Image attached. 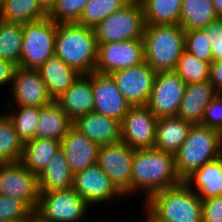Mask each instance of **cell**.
I'll return each instance as SVG.
<instances>
[{
  "instance_id": "9a60e30c",
  "label": "cell",
  "mask_w": 222,
  "mask_h": 222,
  "mask_svg": "<svg viewBox=\"0 0 222 222\" xmlns=\"http://www.w3.org/2000/svg\"><path fill=\"white\" fill-rule=\"evenodd\" d=\"M73 189L89 205L109 202L113 198L123 197L110 178L98 164L79 171L73 177Z\"/></svg>"
},
{
  "instance_id": "2e32d148",
  "label": "cell",
  "mask_w": 222,
  "mask_h": 222,
  "mask_svg": "<svg viewBox=\"0 0 222 222\" xmlns=\"http://www.w3.org/2000/svg\"><path fill=\"white\" fill-rule=\"evenodd\" d=\"M11 85L17 106L44 107L53 101L38 69L17 66Z\"/></svg>"
},
{
  "instance_id": "f1b7e54d",
  "label": "cell",
  "mask_w": 222,
  "mask_h": 222,
  "mask_svg": "<svg viewBox=\"0 0 222 222\" xmlns=\"http://www.w3.org/2000/svg\"><path fill=\"white\" fill-rule=\"evenodd\" d=\"M183 0H141L146 25L179 24Z\"/></svg>"
},
{
  "instance_id": "f6af8a7d",
  "label": "cell",
  "mask_w": 222,
  "mask_h": 222,
  "mask_svg": "<svg viewBox=\"0 0 222 222\" xmlns=\"http://www.w3.org/2000/svg\"><path fill=\"white\" fill-rule=\"evenodd\" d=\"M218 18L222 19V0H212Z\"/></svg>"
},
{
  "instance_id": "5bb4252c",
  "label": "cell",
  "mask_w": 222,
  "mask_h": 222,
  "mask_svg": "<svg viewBox=\"0 0 222 222\" xmlns=\"http://www.w3.org/2000/svg\"><path fill=\"white\" fill-rule=\"evenodd\" d=\"M157 120L147 106H132L120 122L121 141L133 149L153 148Z\"/></svg>"
},
{
  "instance_id": "60d3db41",
  "label": "cell",
  "mask_w": 222,
  "mask_h": 222,
  "mask_svg": "<svg viewBox=\"0 0 222 222\" xmlns=\"http://www.w3.org/2000/svg\"><path fill=\"white\" fill-rule=\"evenodd\" d=\"M204 30L212 37L210 46L213 61L222 60V19L218 18L210 22Z\"/></svg>"
},
{
  "instance_id": "7402d4cb",
  "label": "cell",
  "mask_w": 222,
  "mask_h": 222,
  "mask_svg": "<svg viewBox=\"0 0 222 222\" xmlns=\"http://www.w3.org/2000/svg\"><path fill=\"white\" fill-rule=\"evenodd\" d=\"M38 71L53 100L72 86L81 75L55 54L41 65Z\"/></svg>"
},
{
  "instance_id": "e0dca14e",
  "label": "cell",
  "mask_w": 222,
  "mask_h": 222,
  "mask_svg": "<svg viewBox=\"0 0 222 222\" xmlns=\"http://www.w3.org/2000/svg\"><path fill=\"white\" fill-rule=\"evenodd\" d=\"M92 86L94 112L121 122L132 106L119 91L112 76L94 71Z\"/></svg>"
},
{
  "instance_id": "ab89813d",
  "label": "cell",
  "mask_w": 222,
  "mask_h": 222,
  "mask_svg": "<svg viewBox=\"0 0 222 222\" xmlns=\"http://www.w3.org/2000/svg\"><path fill=\"white\" fill-rule=\"evenodd\" d=\"M202 222H222V196L201 200Z\"/></svg>"
},
{
  "instance_id": "603a6c76",
  "label": "cell",
  "mask_w": 222,
  "mask_h": 222,
  "mask_svg": "<svg viewBox=\"0 0 222 222\" xmlns=\"http://www.w3.org/2000/svg\"><path fill=\"white\" fill-rule=\"evenodd\" d=\"M183 182L196 192L201 200L222 196V156L207 162ZM192 184H195L197 188L192 187Z\"/></svg>"
},
{
  "instance_id": "9c48e42d",
  "label": "cell",
  "mask_w": 222,
  "mask_h": 222,
  "mask_svg": "<svg viewBox=\"0 0 222 222\" xmlns=\"http://www.w3.org/2000/svg\"><path fill=\"white\" fill-rule=\"evenodd\" d=\"M135 149L119 141L100 146L97 164L125 196L131 195L132 162ZM127 194V195H126Z\"/></svg>"
},
{
  "instance_id": "cb8c5ba5",
  "label": "cell",
  "mask_w": 222,
  "mask_h": 222,
  "mask_svg": "<svg viewBox=\"0 0 222 222\" xmlns=\"http://www.w3.org/2000/svg\"><path fill=\"white\" fill-rule=\"evenodd\" d=\"M191 126L178 116L159 118L154 148L175 154L186 140Z\"/></svg>"
},
{
  "instance_id": "8d00e7d4",
  "label": "cell",
  "mask_w": 222,
  "mask_h": 222,
  "mask_svg": "<svg viewBox=\"0 0 222 222\" xmlns=\"http://www.w3.org/2000/svg\"><path fill=\"white\" fill-rule=\"evenodd\" d=\"M211 38L204 29L185 30V50L202 61L212 63Z\"/></svg>"
},
{
  "instance_id": "ac0fdd59",
  "label": "cell",
  "mask_w": 222,
  "mask_h": 222,
  "mask_svg": "<svg viewBox=\"0 0 222 222\" xmlns=\"http://www.w3.org/2000/svg\"><path fill=\"white\" fill-rule=\"evenodd\" d=\"M61 148L73 174L97 164L100 146L74 126L61 141Z\"/></svg>"
},
{
  "instance_id": "74e56055",
  "label": "cell",
  "mask_w": 222,
  "mask_h": 222,
  "mask_svg": "<svg viewBox=\"0 0 222 222\" xmlns=\"http://www.w3.org/2000/svg\"><path fill=\"white\" fill-rule=\"evenodd\" d=\"M34 212L22 201L0 195V222H29Z\"/></svg>"
},
{
  "instance_id": "bcb514c9",
  "label": "cell",
  "mask_w": 222,
  "mask_h": 222,
  "mask_svg": "<svg viewBox=\"0 0 222 222\" xmlns=\"http://www.w3.org/2000/svg\"><path fill=\"white\" fill-rule=\"evenodd\" d=\"M29 222H39L35 217H33Z\"/></svg>"
},
{
  "instance_id": "83f0119b",
  "label": "cell",
  "mask_w": 222,
  "mask_h": 222,
  "mask_svg": "<svg viewBox=\"0 0 222 222\" xmlns=\"http://www.w3.org/2000/svg\"><path fill=\"white\" fill-rule=\"evenodd\" d=\"M218 19L212 0H183L179 24L184 30L204 29Z\"/></svg>"
},
{
  "instance_id": "7dc6e473",
  "label": "cell",
  "mask_w": 222,
  "mask_h": 222,
  "mask_svg": "<svg viewBox=\"0 0 222 222\" xmlns=\"http://www.w3.org/2000/svg\"><path fill=\"white\" fill-rule=\"evenodd\" d=\"M130 1L140 2L141 0H130Z\"/></svg>"
},
{
  "instance_id": "d6986e66",
  "label": "cell",
  "mask_w": 222,
  "mask_h": 222,
  "mask_svg": "<svg viewBox=\"0 0 222 222\" xmlns=\"http://www.w3.org/2000/svg\"><path fill=\"white\" fill-rule=\"evenodd\" d=\"M54 101L73 121L84 114L94 111L92 73L80 77Z\"/></svg>"
},
{
  "instance_id": "6da1fadb",
  "label": "cell",
  "mask_w": 222,
  "mask_h": 222,
  "mask_svg": "<svg viewBox=\"0 0 222 222\" xmlns=\"http://www.w3.org/2000/svg\"><path fill=\"white\" fill-rule=\"evenodd\" d=\"M172 153L156 148L135 149L132 162L131 193H153L181 184ZM142 189V190H141Z\"/></svg>"
},
{
  "instance_id": "7a4b0ae2",
  "label": "cell",
  "mask_w": 222,
  "mask_h": 222,
  "mask_svg": "<svg viewBox=\"0 0 222 222\" xmlns=\"http://www.w3.org/2000/svg\"><path fill=\"white\" fill-rule=\"evenodd\" d=\"M145 200V222H202L201 199L185 182Z\"/></svg>"
},
{
  "instance_id": "4fadbf2b",
  "label": "cell",
  "mask_w": 222,
  "mask_h": 222,
  "mask_svg": "<svg viewBox=\"0 0 222 222\" xmlns=\"http://www.w3.org/2000/svg\"><path fill=\"white\" fill-rule=\"evenodd\" d=\"M156 74L146 62L110 73L131 106L147 105Z\"/></svg>"
},
{
  "instance_id": "d4e9b609",
  "label": "cell",
  "mask_w": 222,
  "mask_h": 222,
  "mask_svg": "<svg viewBox=\"0 0 222 222\" xmlns=\"http://www.w3.org/2000/svg\"><path fill=\"white\" fill-rule=\"evenodd\" d=\"M73 177L67 158L60 148L37 176L39 192L73 188Z\"/></svg>"
},
{
  "instance_id": "30bf717a",
  "label": "cell",
  "mask_w": 222,
  "mask_h": 222,
  "mask_svg": "<svg viewBox=\"0 0 222 222\" xmlns=\"http://www.w3.org/2000/svg\"><path fill=\"white\" fill-rule=\"evenodd\" d=\"M0 195L22 200L33 212L39 199L37 176L20 161L0 165Z\"/></svg>"
},
{
  "instance_id": "b9f144b4",
  "label": "cell",
  "mask_w": 222,
  "mask_h": 222,
  "mask_svg": "<svg viewBox=\"0 0 222 222\" xmlns=\"http://www.w3.org/2000/svg\"><path fill=\"white\" fill-rule=\"evenodd\" d=\"M209 81L218 93H222V60L210 64Z\"/></svg>"
},
{
  "instance_id": "4316f807",
  "label": "cell",
  "mask_w": 222,
  "mask_h": 222,
  "mask_svg": "<svg viewBox=\"0 0 222 222\" xmlns=\"http://www.w3.org/2000/svg\"><path fill=\"white\" fill-rule=\"evenodd\" d=\"M60 148L61 142L55 139L34 138L24 143L20 162L38 176Z\"/></svg>"
},
{
  "instance_id": "8fae6325",
  "label": "cell",
  "mask_w": 222,
  "mask_h": 222,
  "mask_svg": "<svg viewBox=\"0 0 222 222\" xmlns=\"http://www.w3.org/2000/svg\"><path fill=\"white\" fill-rule=\"evenodd\" d=\"M186 83L175 71L156 74L147 107L157 119L177 116Z\"/></svg>"
},
{
  "instance_id": "3957f363",
  "label": "cell",
  "mask_w": 222,
  "mask_h": 222,
  "mask_svg": "<svg viewBox=\"0 0 222 222\" xmlns=\"http://www.w3.org/2000/svg\"><path fill=\"white\" fill-rule=\"evenodd\" d=\"M98 45L93 28L76 22L57 23L55 55L81 75L95 71Z\"/></svg>"
},
{
  "instance_id": "4dcf8cb0",
  "label": "cell",
  "mask_w": 222,
  "mask_h": 222,
  "mask_svg": "<svg viewBox=\"0 0 222 222\" xmlns=\"http://www.w3.org/2000/svg\"><path fill=\"white\" fill-rule=\"evenodd\" d=\"M22 43L23 24L0 19V59L19 66Z\"/></svg>"
},
{
  "instance_id": "5b68a950",
  "label": "cell",
  "mask_w": 222,
  "mask_h": 222,
  "mask_svg": "<svg viewBox=\"0 0 222 222\" xmlns=\"http://www.w3.org/2000/svg\"><path fill=\"white\" fill-rule=\"evenodd\" d=\"M174 156L178 176L184 181L207 162L222 156V133L202 124H192Z\"/></svg>"
},
{
  "instance_id": "277c9868",
  "label": "cell",
  "mask_w": 222,
  "mask_h": 222,
  "mask_svg": "<svg viewBox=\"0 0 222 222\" xmlns=\"http://www.w3.org/2000/svg\"><path fill=\"white\" fill-rule=\"evenodd\" d=\"M144 59L155 73L175 71L185 50V30L180 24L146 25Z\"/></svg>"
},
{
  "instance_id": "d590c367",
  "label": "cell",
  "mask_w": 222,
  "mask_h": 222,
  "mask_svg": "<svg viewBox=\"0 0 222 222\" xmlns=\"http://www.w3.org/2000/svg\"><path fill=\"white\" fill-rule=\"evenodd\" d=\"M89 0H56L52 8L47 12L55 23L77 22Z\"/></svg>"
},
{
  "instance_id": "836d02e7",
  "label": "cell",
  "mask_w": 222,
  "mask_h": 222,
  "mask_svg": "<svg viewBox=\"0 0 222 222\" xmlns=\"http://www.w3.org/2000/svg\"><path fill=\"white\" fill-rule=\"evenodd\" d=\"M6 112V115L12 121L14 128L23 141L33 140L35 138L36 127L38 125L41 107L18 106L15 112Z\"/></svg>"
},
{
  "instance_id": "f35d334b",
  "label": "cell",
  "mask_w": 222,
  "mask_h": 222,
  "mask_svg": "<svg viewBox=\"0 0 222 222\" xmlns=\"http://www.w3.org/2000/svg\"><path fill=\"white\" fill-rule=\"evenodd\" d=\"M201 124L222 133V93H218L207 105L204 110Z\"/></svg>"
},
{
  "instance_id": "e575fe53",
  "label": "cell",
  "mask_w": 222,
  "mask_h": 222,
  "mask_svg": "<svg viewBox=\"0 0 222 222\" xmlns=\"http://www.w3.org/2000/svg\"><path fill=\"white\" fill-rule=\"evenodd\" d=\"M210 64L184 50L175 72L186 84L203 82L209 80Z\"/></svg>"
},
{
  "instance_id": "7c38bea8",
  "label": "cell",
  "mask_w": 222,
  "mask_h": 222,
  "mask_svg": "<svg viewBox=\"0 0 222 222\" xmlns=\"http://www.w3.org/2000/svg\"><path fill=\"white\" fill-rule=\"evenodd\" d=\"M97 45L96 72L110 74L145 62L143 39Z\"/></svg>"
},
{
  "instance_id": "d6a6232c",
  "label": "cell",
  "mask_w": 222,
  "mask_h": 222,
  "mask_svg": "<svg viewBox=\"0 0 222 222\" xmlns=\"http://www.w3.org/2000/svg\"><path fill=\"white\" fill-rule=\"evenodd\" d=\"M129 2L130 0H89L76 23L94 28L99 22Z\"/></svg>"
},
{
  "instance_id": "484cf974",
  "label": "cell",
  "mask_w": 222,
  "mask_h": 222,
  "mask_svg": "<svg viewBox=\"0 0 222 222\" xmlns=\"http://www.w3.org/2000/svg\"><path fill=\"white\" fill-rule=\"evenodd\" d=\"M73 126V120L53 100L41 107L35 138L62 141Z\"/></svg>"
},
{
  "instance_id": "52a82bcc",
  "label": "cell",
  "mask_w": 222,
  "mask_h": 222,
  "mask_svg": "<svg viewBox=\"0 0 222 222\" xmlns=\"http://www.w3.org/2000/svg\"><path fill=\"white\" fill-rule=\"evenodd\" d=\"M57 23L49 17L23 24L20 67L38 69L55 54Z\"/></svg>"
},
{
  "instance_id": "ffe728a7",
  "label": "cell",
  "mask_w": 222,
  "mask_h": 222,
  "mask_svg": "<svg viewBox=\"0 0 222 222\" xmlns=\"http://www.w3.org/2000/svg\"><path fill=\"white\" fill-rule=\"evenodd\" d=\"M73 126L99 146L121 141L120 122L94 111L77 117Z\"/></svg>"
},
{
  "instance_id": "7bdbcfd3",
  "label": "cell",
  "mask_w": 222,
  "mask_h": 222,
  "mask_svg": "<svg viewBox=\"0 0 222 222\" xmlns=\"http://www.w3.org/2000/svg\"><path fill=\"white\" fill-rule=\"evenodd\" d=\"M17 66L12 62L0 59V87L1 85L9 84L13 78L14 70Z\"/></svg>"
},
{
  "instance_id": "f546056e",
  "label": "cell",
  "mask_w": 222,
  "mask_h": 222,
  "mask_svg": "<svg viewBox=\"0 0 222 222\" xmlns=\"http://www.w3.org/2000/svg\"><path fill=\"white\" fill-rule=\"evenodd\" d=\"M47 17V12L38 0H3L0 7V19L26 24Z\"/></svg>"
},
{
  "instance_id": "8992f818",
  "label": "cell",
  "mask_w": 222,
  "mask_h": 222,
  "mask_svg": "<svg viewBox=\"0 0 222 222\" xmlns=\"http://www.w3.org/2000/svg\"><path fill=\"white\" fill-rule=\"evenodd\" d=\"M145 17L140 2L130 1L94 28L97 44L143 39Z\"/></svg>"
},
{
  "instance_id": "1f68e13d",
  "label": "cell",
  "mask_w": 222,
  "mask_h": 222,
  "mask_svg": "<svg viewBox=\"0 0 222 222\" xmlns=\"http://www.w3.org/2000/svg\"><path fill=\"white\" fill-rule=\"evenodd\" d=\"M23 148L24 143L12 121L5 113H0V161L2 163L21 161Z\"/></svg>"
},
{
  "instance_id": "ba28073f",
  "label": "cell",
  "mask_w": 222,
  "mask_h": 222,
  "mask_svg": "<svg viewBox=\"0 0 222 222\" xmlns=\"http://www.w3.org/2000/svg\"><path fill=\"white\" fill-rule=\"evenodd\" d=\"M89 207L73 188L39 192L34 217L39 222H79Z\"/></svg>"
},
{
  "instance_id": "44dd1931",
  "label": "cell",
  "mask_w": 222,
  "mask_h": 222,
  "mask_svg": "<svg viewBox=\"0 0 222 222\" xmlns=\"http://www.w3.org/2000/svg\"><path fill=\"white\" fill-rule=\"evenodd\" d=\"M217 94L209 80L186 84L177 116L191 124H201L205 108Z\"/></svg>"
},
{
  "instance_id": "ee69618b",
  "label": "cell",
  "mask_w": 222,
  "mask_h": 222,
  "mask_svg": "<svg viewBox=\"0 0 222 222\" xmlns=\"http://www.w3.org/2000/svg\"><path fill=\"white\" fill-rule=\"evenodd\" d=\"M55 1L56 0H38L39 4L46 12H48L52 8Z\"/></svg>"
}]
</instances>
